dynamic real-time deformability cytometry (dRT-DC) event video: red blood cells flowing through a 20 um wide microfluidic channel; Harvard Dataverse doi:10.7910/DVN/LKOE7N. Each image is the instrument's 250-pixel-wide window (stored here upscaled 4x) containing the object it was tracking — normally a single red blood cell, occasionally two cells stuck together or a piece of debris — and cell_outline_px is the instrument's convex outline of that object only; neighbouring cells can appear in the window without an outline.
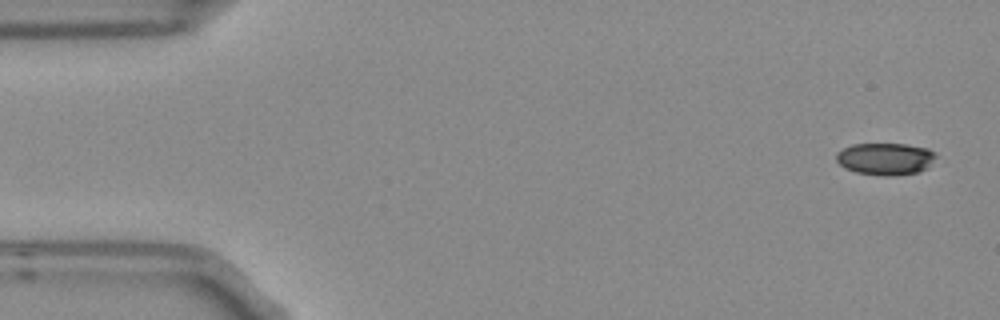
{"species": "Egyptian fruit bat (a non-hibernating species)", "species_latin": "Rousettus aegyptiacus", "temperature_condition": "room temperature", "stored_images_in_passage": 4, "camera_frame_rate_fps": 3000, "um_per_image_px": 0.085, "frame": {"image": 1, "passage_image": 1, "time_ms": 0.0, "image_size_px": [1000, 320], "cell_outline_px": [[936, 156], [928, 168], [920, 172], [892, 176], [884, 176], [856, 172], [844, 168], [836, 160], [836, 152], [852, 144], [904, 144], [928, 148], [936, 152]], "centroid_in_image_um": [75.27, 13.5], "position_along_channel_um": 9.7, "area_um2": 18.79}}
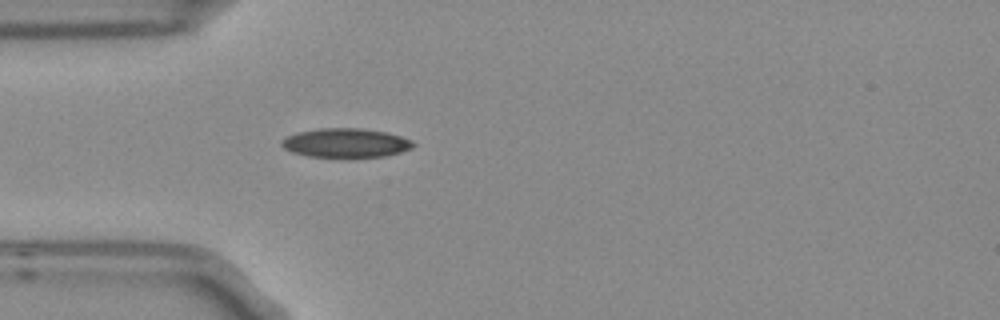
{"frame": {"image": 2, "passage_image": 4, "time_ms": 1.0, "image_size_px": [1000, 320], "cell_outline_px": [[416, 144], [412, 148], [400, 152], [384, 156], [308, 156], [292, 152], [284, 148], [280, 144], [288, 136], [300, 132], [316, 128], [360, 128], [388, 132], [412, 140]], "centroid_in_image_um": [29.43, 12.13], "position_along_channel_um": 55.6, "area_um2": 21.96}}